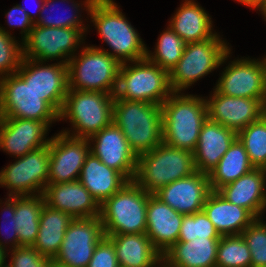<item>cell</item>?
<instances>
[{"label": "cell", "mask_w": 266, "mask_h": 267, "mask_svg": "<svg viewBox=\"0 0 266 267\" xmlns=\"http://www.w3.org/2000/svg\"><path fill=\"white\" fill-rule=\"evenodd\" d=\"M220 238L178 241L162 255V267H216Z\"/></svg>", "instance_id": "d4e9b609"}, {"label": "cell", "mask_w": 266, "mask_h": 267, "mask_svg": "<svg viewBox=\"0 0 266 267\" xmlns=\"http://www.w3.org/2000/svg\"><path fill=\"white\" fill-rule=\"evenodd\" d=\"M45 203L43 194L15 196V224L19 246H33L39 232V217Z\"/></svg>", "instance_id": "1f68e13d"}, {"label": "cell", "mask_w": 266, "mask_h": 267, "mask_svg": "<svg viewBox=\"0 0 266 267\" xmlns=\"http://www.w3.org/2000/svg\"><path fill=\"white\" fill-rule=\"evenodd\" d=\"M238 2L251 7V8H259L261 11L266 6V0H237Z\"/></svg>", "instance_id": "ee69618b"}, {"label": "cell", "mask_w": 266, "mask_h": 267, "mask_svg": "<svg viewBox=\"0 0 266 267\" xmlns=\"http://www.w3.org/2000/svg\"><path fill=\"white\" fill-rule=\"evenodd\" d=\"M89 142L88 138L72 137L65 130L51 138L48 184L79 180L82 166L90 153Z\"/></svg>", "instance_id": "5bb4252c"}, {"label": "cell", "mask_w": 266, "mask_h": 267, "mask_svg": "<svg viewBox=\"0 0 266 267\" xmlns=\"http://www.w3.org/2000/svg\"><path fill=\"white\" fill-rule=\"evenodd\" d=\"M262 13V15H264V18L266 17V6L264 7V9L262 11H260Z\"/></svg>", "instance_id": "7dc6e473"}, {"label": "cell", "mask_w": 266, "mask_h": 267, "mask_svg": "<svg viewBox=\"0 0 266 267\" xmlns=\"http://www.w3.org/2000/svg\"><path fill=\"white\" fill-rule=\"evenodd\" d=\"M264 63H265V69H266V58H264ZM265 106H266V103H265Z\"/></svg>", "instance_id": "c3c4849f"}, {"label": "cell", "mask_w": 266, "mask_h": 267, "mask_svg": "<svg viewBox=\"0 0 266 267\" xmlns=\"http://www.w3.org/2000/svg\"><path fill=\"white\" fill-rule=\"evenodd\" d=\"M183 39L170 27L160 35L155 54L146 50V58L168 72L178 63L185 47Z\"/></svg>", "instance_id": "836d02e7"}, {"label": "cell", "mask_w": 266, "mask_h": 267, "mask_svg": "<svg viewBox=\"0 0 266 267\" xmlns=\"http://www.w3.org/2000/svg\"><path fill=\"white\" fill-rule=\"evenodd\" d=\"M47 267H64V266H61V265L55 263L53 260H51V261L48 263Z\"/></svg>", "instance_id": "bcb514c9"}, {"label": "cell", "mask_w": 266, "mask_h": 267, "mask_svg": "<svg viewBox=\"0 0 266 267\" xmlns=\"http://www.w3.org/2000/svg\"><path fill=\"white\" fill-rule=\"evenodd\" d=\"M68 61V86L72 90L115 94L121 63L106 50L84 47Z\"/></svg>", "instance_id": "52a82bcc"}, {"label": "cell", "mask_w": 266, "mask_h": 267, "mask_svg": "<svg viewBox=\"0 0 266 267\" xmlns=\"http://www.w3.org/2000/svg\"><path fill=\"white\" fill-rule=\"evenodd\" d=\"M149 194L133 180L100 205L105 236L146 233Z\"/></svg>", "instance_id": "5b68a950"}, {"label": "cell", "mask_w": 266, "mask_h": 267, "mask_svg": "<svg viewBox=\"0 0 266 267\" xmlns=\"http://www.w3.org/2000/svg\"><path fill=\"white\" fill-rule=\"evenodd\" d=\"M1 117L56 121L59 115L17 73L0 78Z\"/></svg>", "instance_id": "30bf717a"}, {"label": "cell", "mask_w": 266, "mask_h": 267, "mask_svg": "<svg viewBox=\"0 0 266 267\" xmlns=\"http://www.w3.org/2000/svg\"><path fill=\"white\" fill-rule=\"evenodd\" d=\"M161 109L163 142L194 152L200 130L208 119L205 99L173 92L162 103Z\"/></svg>", "instance_id": "7a4b0ae2"}, {"label": "cell", "mask_w": 266, "mask_h": 267, "mask_svg": "<svg viewBox=\"0 0 266 267\" xmlns=\"http://www.w3.org/2000/svg\"><path fill=\"white\" fill-rule=\"evenodd\" d=\"M237 138V132L208 120L203 124L194 153L196 170L209 174Z\"/></svg>", "instance_id": "cb8c5ba5"}, {"label": "cell", "mask_w": 266, "mask_h": 267, "mask_svg": "<svg viewBox=\"0 0 266 267\" xmlns=\"http://www.w3.org/2000/svg\"><path fill=\"white\" fill-rule=\"evenodd\" d=\"M221 238V235L204 211L184 215L178 241L189 242L196 238Z\"/></svg>", "instance_id": "d590c367"}, {"label": "cell", "mask_w": 266, "mask_h": 267, "mask_svg": "<svg viewBox=\"0 0 266 267\" xmlns=\"http://www.w3.org/2000/svg\"><path fill=\"white\" fill-rule=\"evenodd\" d=\"M4 247L5 244L3 245V242L0 241V267H6L5 265L6 250Z\"/></svg>", "instance_id": "f6af8a7d"}, {"label": "cell", "mask_w": 266, "mask_h": 267, "mask_svg": "<svg viewBox=\"0 0 266 267\" xmlns=\"http://www.w3.org/2000/svg\"><path fill=\"white\" fill-rule=\"evenodd\" d=\"M266 169L254 168L217 192L228 202L247 209L255 218L266 208Z\"/></svg>", "instance_id": "603a6c76"}, {"label": "cell", "mask_w": 266, "mask_h": 267, "mask_svg": "<svg viewBox=\"0 0 266 267\" xmlns=\"http://www.w3.org/2000/svg\"><path fill=\"white\" fill-rule=\"evenodd\" d=\"M87 267H119L114 245L106 236L95 247Z\"/></svg>", "instance_id": "60d3db41"}, {"label": "cell", "mask_w": 266, "mask_h": 267, "mask_svg": "<svg viewBox=\"0 0 266 267\" xmlns=\"http://www.w3.org/2000/svg\"><path fill=\"white\" fill-rule=\"evenodd\" d=\"M43 197L46 205L69 214L73 219L100 216V204L79 180L48 184Z\"/></svg>", "instance_id": "44dd1931"}, {"label": "cell", "mask_w": 266, "mask_h": 267, "mask_svg": "<svg viewBox=\"0 0 266 267\" xmlns=\"http://www.w3.org/2000/svg\"><path fill=\"white\" fill-rule=\"evenodd\" d=\"M49 177V144L33 150L0 172V185L11 190L9 196L43 194ZM34 193V194H33Z\"/></svg>", "instance_id": "8fae6325"}, {"label": "cell", "mask_w": 266, "mask_h": 267, "mask_svg": "<svg viewBox=\"0 0 266 267\" xmlns=\"http://www.w3.org/2000/svg\"><path fill=\"white\" fill-rule=\"evenodd\" d=\"M56 0H39V2L43 3L39 5V13L40 16L39 18H37L35 24L38 26H42V27H63V28H85L82 25L81 19H79L80 17H78L75 13V15H70L69 17H60V18H54L52 16H46L43 15V13L46 11V8L48 9V7L51 5L54 6ZM63 2L67 1V0H62ZM54 9V8H53ZM43 15V16H42ZM50 15V14H49Z\"/></svg>", "instance_id": "ab89813d"}, {"label": "cell", "mask_w": 266, "mask_h": 267, "mask_svg": "<svg viewBox=\"0 0 266 267\" xmlns=\"http://www.w3.org/2000/svg\"><path fill=\"white\" fill-rule=\"evenodd\" d=\"M79 181L100 205L129 182L121 173L109 168L91 152L82 166Z\"/></svg>", "instance_id": "83f0119b"}, {"label": "cell", "mask_w": 266, "mask_h": 267, "mask_svg": "<svg viewBox=\"0 0 266 267\" xmlns=\"http://www.w3.org/2000/svg\"><path fill=\"white\" fill-rule=\"evenodd\" d=\"M73 218L60 210L43 204L39 217V232L33 247L51 260L58 254L66 229Z\"/></svg>", "instance_id": "f546056e"}, {"label": "cell", "mask_w": 266, "mask_h": 267, "mask_svg": "<svg viewBox=\"0 0 266 267\" xmlns=\"http://www.w3.org/2000/svg\"><path fill=\"white\" fill-rule=\"evenodd\" d=\"M5 205L6 206H5L4 211L6 210L5 212L9 215V216L7 215L9 217V220L7 219L8 221L4 220L3 222H5V221H7V223L10 222L9 223L10 226H8V227H11L9 229L11 231H9L10 233L9 232L8 233L6 232V233L9 235L12 233V235H11L12 236L11 241H13V242H11L12 247H13L12 249H15V248L19 247V237H18V233L16 232V224H15V219H14V216H15V196H9V199L5 202ZM7 239H10V237H8Z\"/></svg>", "instance_id": "7bdbcfd3"}, {"label": "cell", "mask_w": 266, "mask_h": 267, "mask_svg": "<svg viewBox=\"0 0 266 267\" xmlns=\"http://www.w3.org/2000/svg\"><path fill=\"white\" fill-rule=\"evenodd\" d=\"M134 63H121L114 98L162 105L173 93L169 72L146 57Z\"/></svg>", "instance_id": "8992f818"}, {"label": "cell", "mask_w": 266, "mask_h": 267, "mask_svg": "<svg viewBox=\"0 0 266 267\" xmlns=\"http://www.w3.org/2000/svg\"><path fill=\"white\" fill-rule=\"evenodd\" d=\"M0 27V75L16 73L23 59V47ZM1 78V76H0Z\"/></svg>", "instance_id": "74e56055"}, {"label": "cell", "mask_w": 266, "mask_h": 267, "mask_svg": "<svg viewBox=\"0 0 266 267\" xmlns=\"http://www.w3.org/2000/svg\"><path fill=\"white\" fill-rule=\"evenodd\" d=\"M230 51L218 35L185 44L182 57L169 72L171 90L177 93L188 88L219 67L229 57Z\"/></svg>", "instance_id": "9c48e42d"}, {"label": "cell", "mask_w": 266, "mask_h": 267, "mask_svg": "<svg viewBox=\"0 0 266 267\" xmlns=\"http://www.w3.org/2000/svg\"><path fill=\"white\" fill-rule=\"evenodd\" d=\"M196 171L193 152L162 142L152 151L138 156L133 181L148 194H155L167 184L191 176Z\"/></svg>", "instance_id": "277c9868"}, {"label": "cell", "mask_w": 266, "mask_h": 267, "mask_svg": "<svg viewBox=\"0 0 266 267\" xmlns=\"http://www.w3.org/2000/svg\"><path fill=\"white\" fill-rule=\"evenodd\" d=\"M85 31V28L42 27L34 24L22 41L23 58L46 62L65 57L60 62L68 64L73 55L71 53L82 42V33Z\"/></svg>", "instance_id": "7c38bea8"}, {"label": "cell", "mask_w": 266, "mask_h": 267, "mask_svg": "<svg viewBox=\"0 0 266 267\" xmlns=\"http://www.w3.org/2000/svg\"><path fill=\"white\" fill-rule=\"evenodd\" d=\"M211 192L209 175L196 171L191 176L167 184L154 195L176 212L191 215L203 211Z\"/></svg>", "instance_id": "ffe728a7"}, {"label": "cell", "mask_w": 266, "mask_h": 267, "mask_svg": "<svg viewBox=\"0 0 266 267\" xmlns=\"http://www.w3.org/2000/svg\"><path fill=\"white\" fill-rule=\"evenodd\" d=\"M251 254V267H266V224L256 218L243 232Z\"/></svg>", "instance_id": "8d00e7d4"}, {"label": "cell", "mask_w": 266, "mask_h": 267, "mask_svg": "<svg viewBox=\"0 0 266 267\" xmlns=\"http://www.w3.org/2000/svg\"><path fill=\"white\" fill-rule=\"evenodd\" d=\"M41 63L23 58L16 73L59 115L69 88L67 64L42 66Z\"/></svg>", "instance_id": "9a60e30c"}, {"label": "cell", "mask_w": 266, "mask_h": 267, "mask_svg": "<svg viewBox=\"0 0 266 267\" xmlns=\"http://www.w3.org/2000/svg\"><path fill=\"white\" fill-rule=\"evenodd\" d=\"M94 139V140H93ZM95 141L90 152L128 181L134 180L138 156L131 149L123 132L113 122L88 138Z\"/></svg>", "instance_id": "ac0fdd59"}, {"label": "cell", "mask_w": 266, "mask_h": 267, "mask_svg": "<svg viewBox=\"0 0 266 267\" xmlns=\"http://www.w3.org/2000/svg\"><path fill=\"white\" fill-rule=\"evenodd\" d=\"M203 211L221 236L241 235L256 219L247 209L228 202L217 191L209 194Z\"/></svg>", "instance_id": "484cf974"}, {"label": "cell", "mask_w": 266, "mask_h": 267, "mask_svg": "<svg viewBox=\"0 0 266 267\" xmlns=\"http://www.w3.org/2000/svg\"><path fill=\"white\" fill-rule=\"evenodd\" d=\"M253 169L245 147L237 137L217 166L208 174L212 191H218Z\"/></svg>", "instance_id": "4dcf8cb0"}, {"label": "cell", "mask_w": 266, "mask_h": 267, "mask_svg": "<svg viewBox=\"0 0 266 267\" xmlns=\"http://www.w3.org/2000/svg\"><path fill=\"white\" fill-rule=\"evenodd\" d=\"M183 217L154 194H149L146 235L161 255L178 242Z\"/></svg>", "instance_id": "7402d4cb"}, {"label": "cell", "mask_w": 266, "mask_h": 267, "mask_svg": "<svg viewBox=\"0 0 266 267\" xmlns=\"http://www.w3.org/2000/svg\"><path fill=\"white\" fill-rule=\"evenodd\" d=\"M216 267H251V254L242 235L221 236Z\"/></svg>", "instance_id": "e575fe53"}, {"label": "cell", "mask_w": 266, "mask_h": 267, "mask_svg": "<svg viewBox=\"0 0 266 267\" xmlns=\"http://www.w3.org/2000/svg\"><path fill=\"white\" fill-rule=\"evenodd\" d=\"M10 27H20L24 33L22 40H24L33 28L36 19L33 15L26 11L21 5L14 6L8 13H6Z\"/></svg>", "instance_id": "b9f144b4"}, {"label": "cell", "mask_w": 266, "mask_h": 267, "mask_svg": "<svg viewBox=\"0 0 266 267\" xmlns=\"http://www.w3.org/2000/svg\"><path fill=\"white\" fill-rule=\"evenodd\" d=\"M214 90L231 97L266 98L264 59L232 61L222 73Z\"/></svg>", "instance_id": "e0dca14e"}, {"label": "cell", "mask_w": 266, "mask_h": 267, "mask_svg": "<svg viewBox=\"0 0 266 267\" xmlns=\"http://www.w3.org/2000/svg\"><path fill=\"white\" fill-rule=\"evenodd\" d=\"M52 121L13 117L0 118V147L13 156L22 157L50 143L44 138ZM45 139V140H44Z\"/></svg>", "instance_id": "d6986e66"}, {"label": "cell", "mask_w": 266, "mask_h": 267, "mask_svg": "<svg viewBox=\"0 0 266 267\" xmlns=\"http://www.w3.org/2000/svg\"><path fill=\"white\" fill-rule=\"evenodd\" d=\"M112 116L137 156L163 142L161 105L114 98Z\"/></svg>", "instance_id": "3957f363"}, {"label": "cell", "mask_w": 266, "mask_h": 267, "mask_svg": "<svg viewBox=\"0 0 266 267\" xmlns=\"http://www.w3.org/2000/svg\"><path fill=\"white\" fill-rule=\"evenodd\" d=\"M12 260L7 267H47L51 259L41 255L33 246L12 249Z\"/></svg>", "instance_id": "f35d334b"}, {"label": "cell", "mask_w": 266, "mask_h": 267, "mask_svg": "<svg viewBox=\"0 0 266 267\" xmlns=\"http://www.w3.org/2000/svg\"><path fill=\"white\" fill-rule=\"evenodd\" d=\"M104 236L100 216L73 219L53 261L64 267H87Z\"/></svg>", "instance_id": "4fadbf2b"}, {"label": "cell", "mask_w": 266, "mask_h": 267, "mask_svg": "<svg viewBox=\"0 0 266 267\" xmlns=\"http://www.w3.org/2000/svg\"><path fill=\"white\" fill-rule=\"evenodd\" d=\"M113 103L112 94L68 88L59 120H70L77 130L72 137L89 138L112 123Z\"/></svg>", "instance_id": "ba28073f"}, {"label": "cell", "mask_w": 266, "mask_h": 267, "mask_svg": "<svg viewBox=\"0 0 266 267\" xmlns=\"http://www.w3.org/2000/svg\"><path fill=\"white\" fill-rule=\"evenodd\" d=\"M106 237L114 245L119 267H156V264H162V255L146 233Z\"/></svg>", "instance_id": "4316f807"}, {"label": "cell", "mask_w": 266, "mask_h": 267, "mask_svg": "<svg viewBox=\"0 0 266 267\" xmlns=\"http://www.w3.org/2000/svg\"><path fill=\"white\" fill-rule=\"evenodd\" d=\"M181 5L169 26L186 44L217 35L212 32V20L202 7L192 0H185Z\"/></svg>", "instance_id": "f1b7e54d"}, {"label": "cell", "mask_w": 266, "mask_h": 267, "mask_svg": "<svg viewBox=\"0 0 266 267\" xmlns=\"http://www.w3.org/2000/svg\"><path fill=\"white\" fill-rule=\"evenodd\" d=\"M205 99L208 120L239 132L266 113V98L231 97L216 90Z\"/></svg>", "instance_id": "2e32d148"}, {"label": "cell", "mask_w": 266, "mask_h": 267, "mask_svg": "<svg viewBox=\"0 0 266 267\" xmlns=\"http://www.w3.org/2000/svg\"><path fill=\"white\" fill-rule=\"evenodd\" d=\"M254 168L266 169V113L237 133Z\"/></svg>", "instance_id": "d6a6232c"}, {"label": "cell", "mask_w": 266, "mask_h": 267, "mask_svg": "<svg viewBox=\"0 0 266 267\" xmlns=\"http://www.w3.org/2000/svg\"><path fill=\"white\" fill-rule=\"evenodd\" d=\"M92 22L99 35L115 52L109 53L120 63L137 61L146 57V45L136 30L112 0H86Z\"/></svg>", "instance_id": "6da1fadb"}]
</instances>
